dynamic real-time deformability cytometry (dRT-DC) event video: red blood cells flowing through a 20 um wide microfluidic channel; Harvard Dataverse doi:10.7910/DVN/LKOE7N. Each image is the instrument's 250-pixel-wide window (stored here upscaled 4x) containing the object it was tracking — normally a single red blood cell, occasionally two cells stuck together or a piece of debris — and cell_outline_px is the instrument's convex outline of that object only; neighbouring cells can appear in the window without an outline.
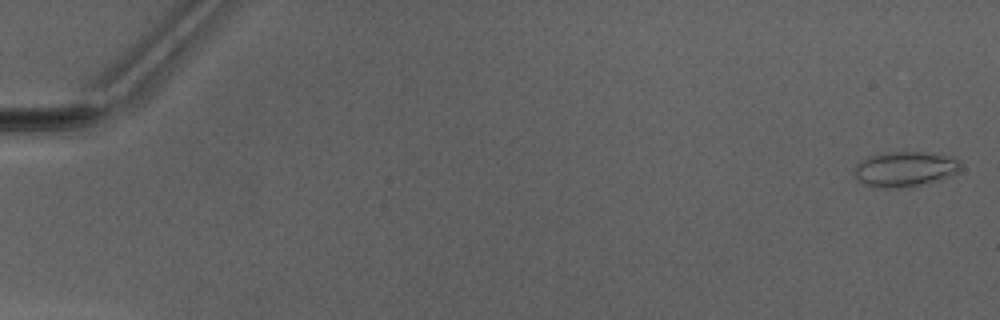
{"species": "Egyptian fruit bat (a non-hibernating species)", "species_latin": "Rousettus aegyptiacus", "temperature_condition": "warm", "stored_images_in_passage": 51, "camera_frame_rate_fps": 3000, "um_per_image_px": 0.085, "animal": {"sex": "male"}, "frame": {"image": 1, "passage_image": 2, "time_ms": 0.333, "image_size_px": [1000, 320], "cell_outline_px": [[960, 168], [952, 176], [928, 184], [912, 188], [884, 188], [864, 184], [856, 176], [856, 164], [860, 160], [868, 156], [888, 152], [936, 152], [952, 156], [960, 160]], "centroid_in_image_um": [77.0, 14.37], "position_along_channel_um": 8.0, "area_um2": 22.25}}
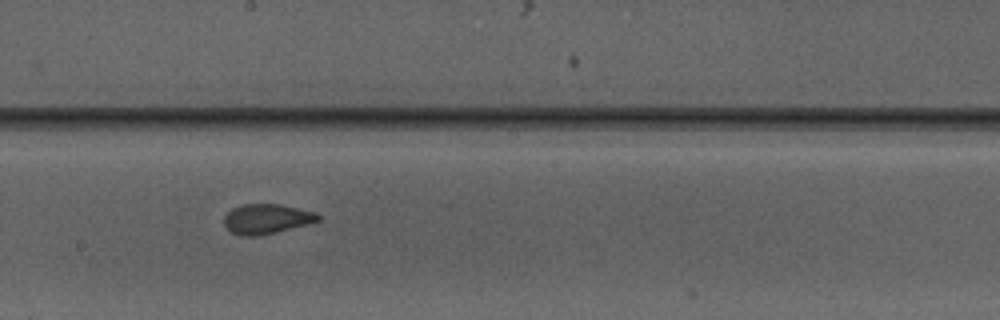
{"frame": {"image": 2, "passage_image": 30, "time_ms": 9.667, "image_size_px": [1000, 320], "cell_outline_px": [[320, 220], [308, 224], [276, 232], [256, 236], [240, 236], [232, 232], [224, 224], [224, 216], [232, 208], [244, 204], [280, 204], [316, 212], [320, 216]], "centroid_in_image_um": [22.67, 18.6], "position_along_channel_um": 225.5, "area_um2": 16.3}}
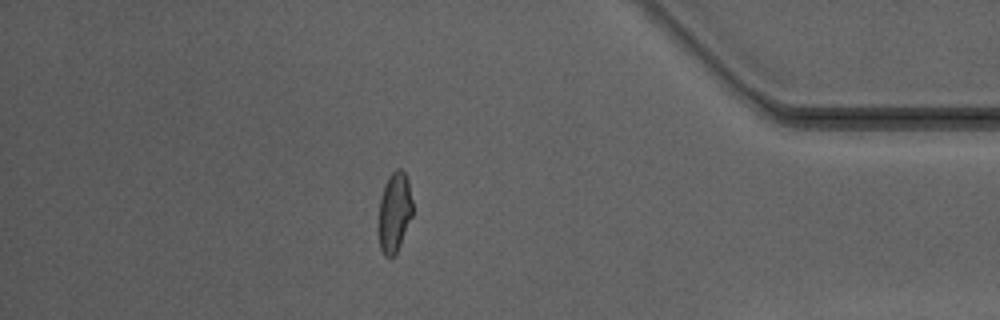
{"frame": {"image": 3, "passage_image": 45, "time_ms": 14.667, "image_size_px": [1000, 320], "cell_outline_px": [[412, 216], [400, 244], [392, 260], [388, 260], [384, 256], [380, 248], [380, 196], [384, 184], [388, 176], [396, 168], [400, 168], [404, 172], [408, 180], [412, 200]], "centroid_in_image_um": [33.54, 18.03], "position_along_channel_um": 401.7, "area_um2": 15.78}, "authors_computed_cell_mechanics": {"area_um2": 16.9932, "velocity_mm_per_s": 4.1904, "shape_relaxation_time_tau1_ms": 6.7524, "shape_relaxation_time_tau2_ms": 1.0188, "deformation_change_tau1": 0.1397, "deformation_change_tau2": 0.0645}}